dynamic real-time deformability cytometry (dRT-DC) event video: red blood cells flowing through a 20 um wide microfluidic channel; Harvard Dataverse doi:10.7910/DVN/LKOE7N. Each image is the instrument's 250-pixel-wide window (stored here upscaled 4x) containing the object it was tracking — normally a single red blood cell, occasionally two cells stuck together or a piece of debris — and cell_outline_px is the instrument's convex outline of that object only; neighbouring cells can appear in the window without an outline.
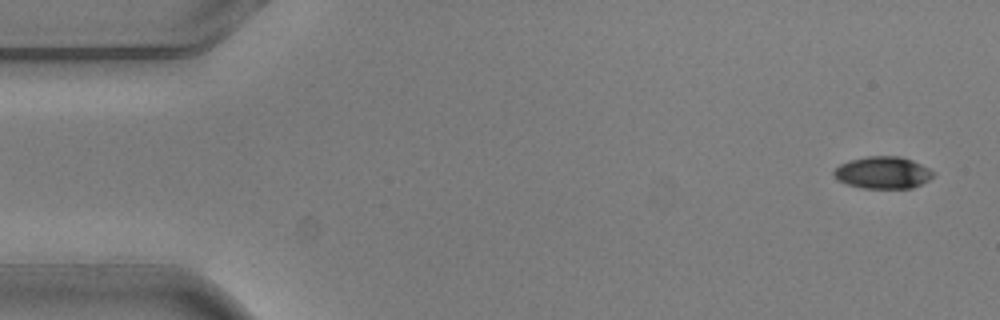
{"species": "common noctule bat (a hibernating species)", "species_latin": "Nyctalus noctula", "temperature_condition": "warm", "stored_images_in_passage": 8, "camera_frame_rate_fps": 3000, "um_per_image_px": 0.085, "animal": {"sex": "male", "body_mass_g": 20.5, "forearm_length_mm": 52.5}, "frame": {"image": 1, "passage_image": 1, "time_ms": 0.0, "image_size_px": [1000, 320], "cell_outline_px": [[936, 172], [928, 180], [912, 188], [864, 188], [848, 184], [836, 180], [832, 176], [832, 172], [840, 164], [848, 160], [868, 156], [900, 156], [912, 160]], "centroid_in_image_um": [75.01, 14.67], "position_along_channel_um": 10.0, "area_um2": 18.61}}
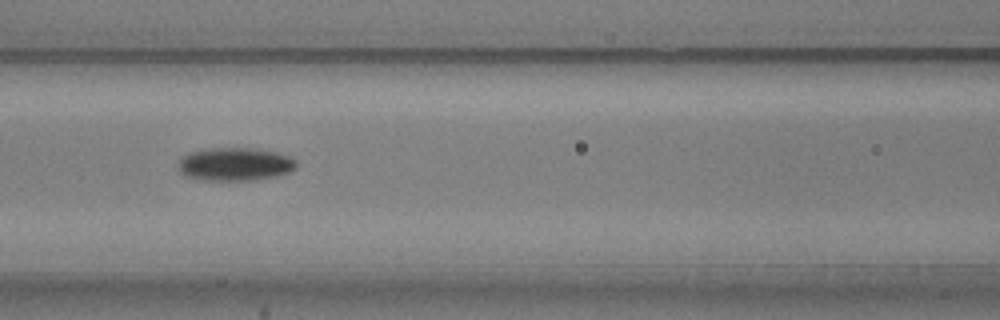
{"frame": {"image": 2, "passage_image": 7, "time_ms": 2.0, "image_size_px": [1000, 320], "cell_outline_px": [[296, 168], [288, 172], [276, 176], [256, 180], [200, 180], [184, 176], [180, 172], [180, 160], [188, 152], [212, 148], [248, 148], [272, 152], [288, 156], [296, 160]], "centroid_in_image_um": [19.96, 13.97], "position_along_channel_um": 146.6, "area_um2": 22.6}}
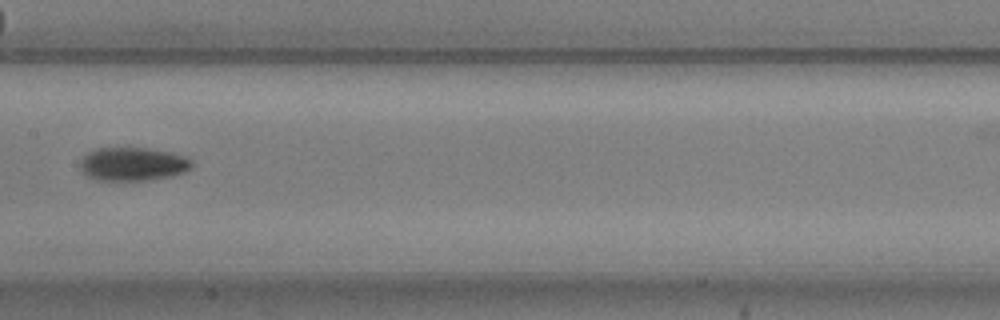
{"frame": {"image": 3, "passage_image": 8, "time_ms": 2.333, "image_size_px": [1000, 320], "cell_outline_px": [[192, 168], [184, 172], [172, 176], [148, 180], [96, 180], [80, 172], [80, 160], [88, 152], [96, 148], [148, 148], [172, 152], [184, 156], [192, 160]], "centroid_in_image_um": [11.28, 13.94], "position_along_channel_um": 196.1, "area_um2": 21.96}}